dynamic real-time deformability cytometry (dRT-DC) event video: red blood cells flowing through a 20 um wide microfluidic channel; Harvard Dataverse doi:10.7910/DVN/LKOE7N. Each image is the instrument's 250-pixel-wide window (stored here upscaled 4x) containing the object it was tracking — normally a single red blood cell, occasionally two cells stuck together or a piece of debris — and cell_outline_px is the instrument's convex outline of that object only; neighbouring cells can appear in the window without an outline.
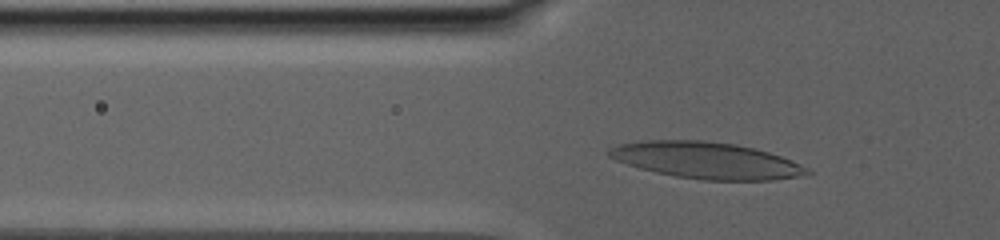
{"species": "human", "species_latin": "Homo sapiens", "temperature_condition": "warm", "stored_images_in_passage": 86, "camera_frame_rate_fps": 3000, "um_per_image_px": 0.085, "donor": {"sex": "male"}, "frame": {"image": 1, "passage_image": 21, "time_ms": 5.333, "image_size_px": [1000, 240], "cell_outline_px": [[812, 172], [796, 176], [772, 180], [700, 180], [676, 176], [656, 172], [640, 168], [616, 160], [608, 156], [608, 148], [620, 144], [640, 140], [704, 140], [736, 144], [756, 148], [792, 160], [808, 168]], "centroid_in_image_um": [60.02, 13.62], "position_along_channel_um": 65.8, "area_um2": 42.08}}
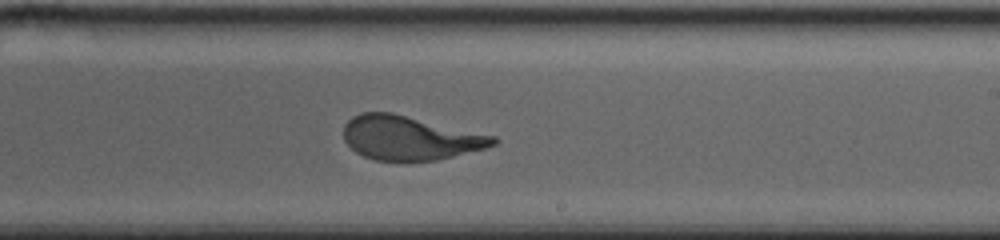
{"frame": {"image": 2, "passage_image": 53, "time_ms": 13.0, "image_size_px": [1000, 240], "cell_outline_px": [[500, 140], [496, 144], [484, 148], [436, 160], [400, 164], [376, 160], [364, 156], [356, 152], [344, 140], [344, 124], [352, 116], [360, 112], [392, 112], [496, 136]], "centroid_in_image_um": [34.82, 11.74], "position_along_channel_um": 254.2, "area_um2": 39.07}}
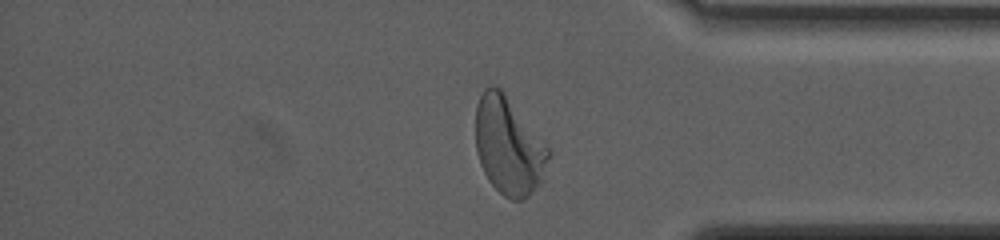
{"frame": {"image": 3, "passage_image": 76, "time_ms": 18.667, "image_size_px": [1000, 240], "cell_outline_px": [[552, 152], [544, 180], [528, 196], [520, 200], [512, 200], [504, 196], [488, 180], [480, 164], [476, 152], [476, 104], [484, 88], [488, 84], [496, 84], [504, 92]], "centroid_in_image_um": [43.24, 12.41], "position_along_channel_um": 392.0, "area_um2": 41.73}}